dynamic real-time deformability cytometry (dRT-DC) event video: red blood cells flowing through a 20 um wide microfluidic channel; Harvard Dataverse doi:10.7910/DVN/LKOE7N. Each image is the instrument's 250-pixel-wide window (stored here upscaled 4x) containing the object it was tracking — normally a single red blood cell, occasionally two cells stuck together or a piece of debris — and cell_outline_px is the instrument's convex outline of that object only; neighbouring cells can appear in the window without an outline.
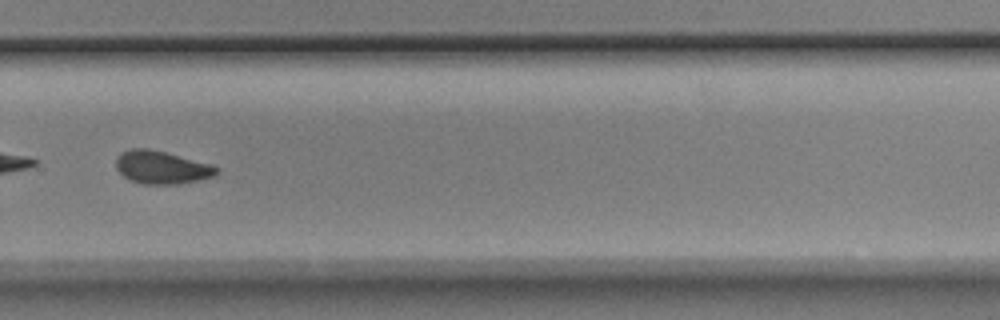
{"species": "Egyptian fruit bat (a non-hibernating species)", "species_latin": "Rousettus aegyptiacus", "temperature_condition": "room temperature", "stored_images_in_passage": 34, "camera_frame_rate_fps": 3000, "um_per_image_px": 0.085, "animal": {"sex": "male"}, "frame": {"image": 1, "passage_image": 20, "time_ms": 6.333, "image_size_px": [1000, 320], "cell_outline_px": [[220, 172], [216, 176], [180, 184], [140, 184], [124, 176], [116, 168], [116, 160], [120, 152], [132, 148], [148, 148], [212, 164], [220, 168]], "centroid_in_image_um": [13.78, 14.23], "position_along_channel_um": 316.0, "area_um2": 19.42}, "authors_computed_cell_mechanics": {"area_um2": 19.363, "velocity_mm_per_s": 4.0153, "shape_relaxation_time_tau1_ms": 6.3302, "shape_relaxation_time_tau2_ms": 5.0902, "deformation_change_tau1": 0.1206, "deformation_change_tau2": 0.0956}}